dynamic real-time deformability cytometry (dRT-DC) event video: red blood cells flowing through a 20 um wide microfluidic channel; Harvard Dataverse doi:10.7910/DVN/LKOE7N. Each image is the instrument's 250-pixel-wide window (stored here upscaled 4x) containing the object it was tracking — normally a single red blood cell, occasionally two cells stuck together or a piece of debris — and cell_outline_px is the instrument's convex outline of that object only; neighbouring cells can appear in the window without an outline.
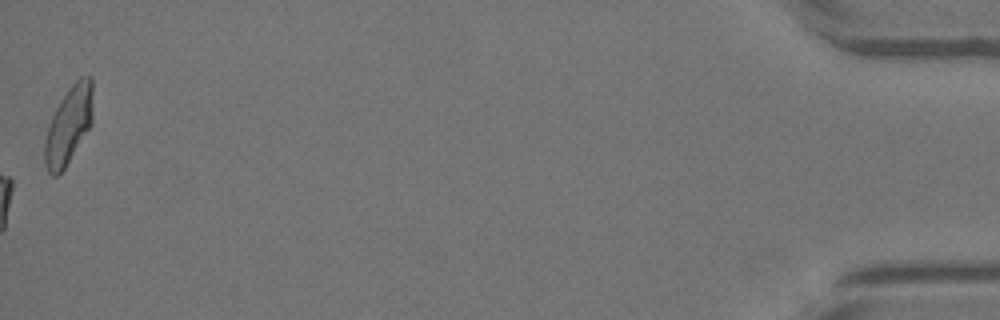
{"species": "Egyptian fruit bat (a non-hibernating species)", "species_latin": "Rousettus aegyptiacus", "temperature_condition": "warm", "stored_images_in_passage": 48, "camera_frame_rate_fps": 3000, "um_per_image_px": 0.085, "animal": {"sex": "female"}, "frame": {"image": 1, "passage_image": 48, "time_ms": 15.667, "image_size_px": [1000, 320], "cell_outline_px": [[92, 124], [64, 168], [56, 176], [52, 176], [48, 172], [44, 164], [44, 140], [48, 124], [60, 100], [68, 88], [80, 76], [92, 76]], "centroid_in_image_um": [5.82, 10.63], "position_along_channel_um": 429.4, "area_um2": 21.79}}